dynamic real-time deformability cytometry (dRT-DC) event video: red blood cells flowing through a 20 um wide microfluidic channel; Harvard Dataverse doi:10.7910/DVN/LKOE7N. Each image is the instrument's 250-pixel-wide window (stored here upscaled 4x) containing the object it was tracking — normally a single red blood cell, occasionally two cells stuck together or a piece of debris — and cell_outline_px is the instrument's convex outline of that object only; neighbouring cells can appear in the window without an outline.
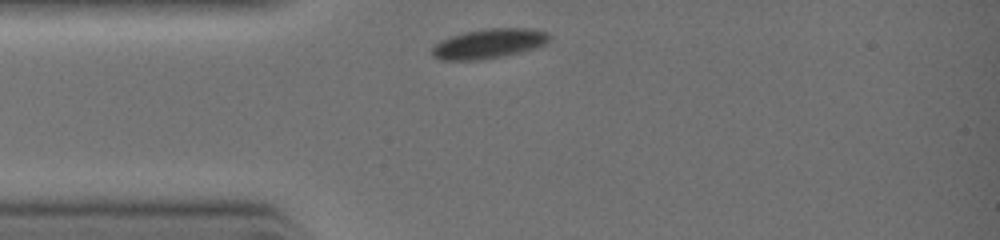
{"species": "common noctule bat (a hibernating species)", "species_latin": "Nyctalus noctula", "temperature_condition": "warm", "stored_images_in_passage": 17, "camera_frame_rate_fps": 3000, "um_per_image_px": 0.085, "animal": {"sex": "female", "body_mass_g": 19.0, "forearm_length_mm": 51.5}, "frame": {"image": 1, "passage_image": 1, "time_ms": 0.0, "image_size_px": [1000, 240], "cell_outline_px": [[548, 40], [544, 44], [520, 52], [500, 56], [476, 60], [440, 60], [432, 56], [432, 48], [440, 40], [464, 32], [488, 28], [524, 28], [544, 32], [548, 36]], "centroid_in_image_um": [41.46, 3.71], "position_along_channel_um": 43.5, "area_um2": 19.77}}
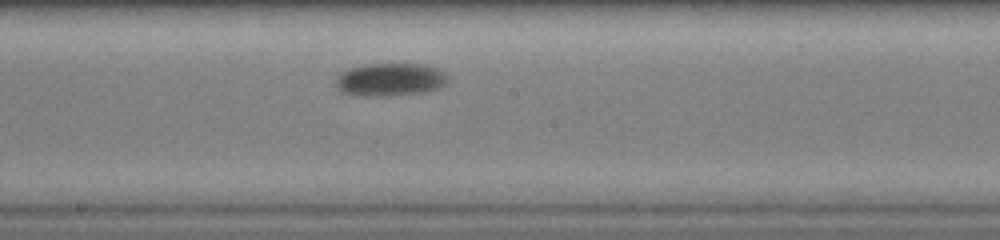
{"frame": {"image": 2, "passage_image": 13, "time_ms": 3.333, "image_size_px": [1000, 240], "cell_outline_px": [[448, 80], [440, 88], [424, 92], [348, 92], [340, 88], [336, 84], [336, 80], [348, 68], [360, 64], [424, 64], [436, 68], [444, 72], [448, 76]], "centroid_in_image_um": [33.29, 6.66], "position_along_channel_um": 214.9, "area_um2": 19.83}}
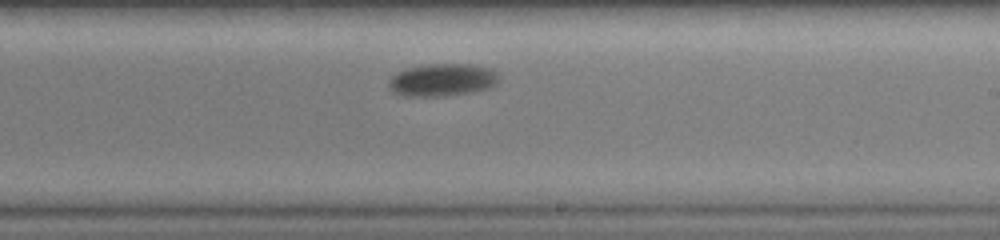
{"frame": {"image": 3, "passage_image": 16, "time_ms": 4.0, "image_size_px": [1000, 240], "cell_outline_px": [[500, 76], [496, 84], [488, 88], [472, 92], [440, 96], [412, 96], [396, 92], [388, 84], [388, 80], [392, 76], [408, 68], [424, 64], [468, 64], [492, 68]], "centroid_in_image_um": [37.66, 6.77], "position_along_channel_um": 251.3, "area_um2": 20.63}}